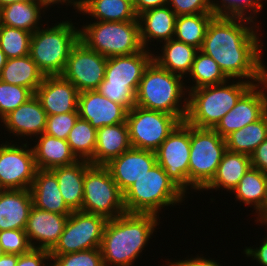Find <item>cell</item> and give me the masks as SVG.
Listing matches in <instances>:
<instances>
[{"label":"cell","instance_id":"1","mask_svg":"<svg viewBox=\"0 0 267 266\" xmlns=\"http://www.w3.org/2000/svg\"><path fill=\"white\" fill-rule=\"evenodd\" d=\"M247 21L214 16L200 51L213 58L229 80L246 78L254 85L263 82L267 68L261 60L263 43H259L256 29L259 26Z\"/></svg>","mask_w":267,"mask_h":266},{"label":"cell","instance_id":"2","mask_svg":"<svg viewBox=\"0 0 267 266\" xmlns=\"http://www.w3.org/2000/svg\"><path fill=\"white\" fill-rule=\"evenodd\" d=\"M159 216L123 213L108 220L100 246L104 266H132L158 226Z\"/></svg>","mask_w":267,"mask_h":266},{"label":"cell","instance_id":"3","mask_svg":"<svg viewBox=\"0 0 267 266\" xmlns=\"http://www.w3.org/2000/svg\"><path fill=\"white\" fill-rule=\"evenodd\" d=\"M183 78L161 68L152 60L145 68L138 85L136 105L145 109L171 114L181 122L185 121L188 97H184L187 86L183 83ZM182 99L184 100L182 101Z\"/></svg>","mask_w":267,"mask_h":266},{"label":"cell","instance_id":"4","mask_svg":"<svg viewBox=\"0 0 267 266\" xmlns=\"http://www.w3.org/2000/svg\"><path fill=\"white\" fill-rule=\"evenodd\" d=\"M232 82L228 84L226 81L187 92L188 109L185 121L197 128L213 129L253 85L252 82L243 79L236 83L233 79Z\"/></svg>","mask_w":267,"mask_h":266},{"label":"cell","instance_id":"5","mask_svg":"<svg viewBox=\"0 0 267 266\" xmlns=\"http://www.w3.org/2000/svg\"><path fill=\"white\" fill-rule=\"evenodd\" d=\"M150 50L107 58L104 80L98 92L128 111L136 106V91L143 72L153 60Z\"/></svg>","mask_w":267,"mask_h":266},{"label":"cell","instance_id":"6","mask_svg":"<svg viewBox=\"0 0 267 266\" xmlns=\"http://www.w3.org/2000/svg\"><path fill=\"white\" fill-rule=\"evenodd\" d=\"M184 198L185 193L157 163L123 193L127 213H150L158 216L164 206L177 205Z\"/></svg>","mask_w":267,"mask_h":266},{"label":"cell","instance_id":"7","mask_svg":"<svg viewBox=\"0 0 267 266\" xmlns=\"http://www.w3.org/2000/svg\"><path fill=\"white\" fill-rule=\"evenodd\" d=\"M57 24L38 28L31 36L29 55L45 76L63 73L70 52L79 41V29L71 21Z\"/></svg>","mask_w":267,"mask_h":266},{"label":"cell","instance_id":"8","mask_svg":"<svg viewBox=\"0 0 267 266\" xmlns=\"http://www.w3.org/2000/svg\"><path fill=\"white\" fill-rule=\"evenodd\" d=\"M79 40L104 57L130 55L144 49L139 21H96L79 29Z\"/></svg>","mask_w":267,"mask_h":266},{"label":"cell","instance_id":"9","mask_svg":"<svg viewBox=\"0 0 267 266\" xmlns=\"http://www.w3.org/2000/svg\"><path fill=\"white\" fill-rule=\"evenodd\" d=\"M225 138L214 129L190 125L189 186L203 190L215 176L224 152Z\"/></svg>","mask_w":267,"mask_h":266},{"label":"cell","instance_id":"10","mask_svg":"<svg viewBox=\"0 0 267 266\" xmlns=\"http://www.w3.org/2000/svg\"><path fill=\"white\" fill-rule=\"evenodd\" d=\"M82 212L96 214L107 220L125 213L123 193L104 165H91L85 172Z\"/></svg>","mask_w":267,"mask_h":266},{"label":"cell","instance_id":"11","mask_svg":"<svg viewBox=\"0 0 267 266\" xmlns=\"http://www.w3.org/2000/svg\"><path fill=\"white\" fill-rule=\"evenodd\" d=\"M131 147L156 151L181 122L176 116L135 106L126 119Z\"/></svg>","mask_w":267,"mask_h":266},{"label":"cell","instance_id":"12","mask_svg":"<svg viewBox=\"0 0 267 266\" xmlns=\"http://www.w3.org/2000/svg\"><path fill=\"white\" fill-rule=\"evenodd\" d=\"M107 219L103 216L73 211L50 255H64L100 248Z\"/></svg>","mask_w":267,"mask_h":266},{"label":"cell","instance_id":"13","mask_svg":"<svg viewBox=\"0 0 267 266\" xmlns=\"http://www.w3.org/2000/svg\"><path fill=\"white\" fill-rule=\"evenodd\" d=\"M156 161L186 194L189 187L190 125L180 122L155 151Z\"/></svg>","mask_w":267,"mask_h":266},{"label":"cell","instance_id":"14","mask_svg":"<svg viewBox=\"0 0 267 266\" xmlns=\"http://www.w3.org/2000/svg\"><path fill=\"white\" fill-rule=\"evenodd\" d=\"M107 57L78 41L72 48L61 76L84 92L97 90L104 80Z\"/></svg>","mask_w":267,"mask_h":266},{"label":"cell","instance_id":"15","mask_svg":"<svg viewBox=\"0 0 267 266\" xmlns=\"http://www.w3.org/2000/svg\"><path fill=\"white\" fill-rule=\"evenodd\" d=\"M37 167L32 147L0 144V190L30 189Z\"/></svg>","mask_w":267,"mask_h":266},{"label":"cell","instance_id":"16","mask_svg":"<svg viewBox=\"0 0 267 266\" xmlns=\"http://www.w3.org/2000/svg\"><path fill=\"white\" fill-rule=\"evenodd\" d=\"M265 89L267 88L264 81L252 85L213 129L225 138L231 132L260 119L267 112V91Z\"/></svg>","mask_w":267,"mask_h":266},{"label":"cell","instance_id":"17","mask_svg":"<svg viewBox=\"0 0 267 266\" xmlns=\"http://www.w3.org/2000/svg\"><path fill=\"white\" fill-rule=\"evenodd\" d=\"M79 118L88 121L93 128L124 123L128 110L101 95L98 90L80 92L77 106Z\"/></svg>","mask_w":267,"mask_h":266},{"label":"cell","instance_id":"18","mask_svg":"<svg viewBox=\"0 0 267 266\" xmlns=\"http://www.w3.org/2000/svg\"><path fill=\"white\" fill-rule=\"evenodd\" d=\"M78 95L77 88L61 75L44 76L35 92L47 116L78 112Z\"/></svg>","mask_w":267,"mask_h":266},{"label":"cell","instance_id":"19","mask_svg":"<svg viewBox=\"0 0 267 266\" xmlns=\"http://www.w3.org/2000/svg\"><path fill=\"white\" fill-rule=\"evenodd\" d=\"M156 163V153L154 151L131 147L105 166L109 169L121 192L124 193Z\"/></svg>","mask_w":267,"mask_h":266},{"label":"cell","instance_id":"20","mask_svg":"<svg viewBox=\"0 0 267 266\" xmlns=\"http://www.w3.org/2000/svg\"><path fill=\"white\" fill-rule=\"evenodd\" d=\"M69 215L48 212L32 206L25 228L32 248L50 251L63 233ZM32 240H36L35 244ZM36 243L39 245L36 246Z\"/></svg>","mask_w":267,"mask_h":266},{"label":"cell","instance_id":"21","mask_svg":"<svg viewBox=\"0 0 267 266\" xmlns=\"http://www.w3.org/2000/svg\"><path fill=\"white\" fill-rule=\"evenodd\" d=\"M47 115L34 95L27 102L9 112L1 121L7 131L16 136H38L44 133ZM26 135V136H25Z\"/></svg>","mask_w":267,"mask_h":266},{"label":"cell","instance_id":"22","mask_svg":"<svg viewBox=\"0 0 267 266\" xmlns=\"http://www.w3.org/2000/svg\"><path fill=\"white\" fill-rule=\"evenodd\" d=\"M32 206L30 189L0 190V231L25 230Z\"/></svg>","mask_w":267,"mask_h":266},{"label":"cell","instance_id":"23","mask_svg":"<svg viewBox=\"0 0 267 266\" xmlns=\"http://www.w3.org/2000/svg\"><path fill=\"white\" fill-rule=\"evenodd\" d=\"M131 148L127 122L97 129L96 147L92 165H106Z\"/></svg>","mask_w":267,"mask_h":266},{"label":"cell","instance_id":"24","mask_svg":"<svg viewBox=\"0 0 267 266\" xmlns=\"http://www.w3.org/2000/svg\"><path fill=\"white\" fill-rule=\"evenodd\" d=\"M137 18L144 49L148 50V42L151 40L159 39L161 42H166L174 39L177 15L170 6L148 9Z\"/></svg>","mask_w":267,"mask_h":266},{"label":"cell","instance_id":"25","mask_svg":"<svg viewBox=\"0 0 267 266\" xmlns=\"http://www.w3.org/2000/svg\"><path fill=\"white\" fill-rule=\"evenodd\" d=\"M30 192L33 206L39 209L58 214L73 212L66 205L60 193L57 177L51 170L37 169Z\"/></svg>","mask_w":267,"mask_h":266},{"label":"cell","instance_id":"26","mask_svg":"<svg viewBox=\"0 0 267 266\" xmlns=\"http://www.w3.org/2000/svg\"><path fill=\"white\" fill-rule=\"evenodd\" d=\"M91 165L89 161L78 160L74 164L51 169L57 177L64 201L72 211H81L85 172Z\"/></svg>","mask_w":267,"mask_h":266},{"label":"cell","instance_id":"27","mask_svg":"<svg viewBox=\"0 0 267 266\" xmlns=\"http://www.w3.org/2000/svg\"><path fill=\"white\" fill-rule=\"evenodd\" d=\"M37 137H39L38 142L32 147L37 169L51 170L78 161L67 140L58 139L45 133Z\"/></svg>","mask_w":267,"mask_h":266},{"label":"cell","instance_id":"28","mask_svg":"<svg viewBox=\"0 0 267 266\" xmlns=\"http://www.w3.org/2000/svg\"><path fill=\"white\" fill-rule=\"evenodd\" d=\"M250 167V156L226 150L218 165L215 176L203 190H219V188L223 187L227 191L232 192Z\"/></svg>","mask_w":267,"mask_h":266},{"label":"cell","instance_id":"29","mask_svg":"<svg viewBox=\"0 0 267 266\" xmlns=\"http://www.w3.org/2000/svg\"><path fill=\"white\" fill-rule=\"evenodd\" d=\"M44 76L31 56L26 55L7 59L0 74V80L8 84L26 87L35 93Z\"/></svg>","mask_w":267,"mask_h":266},{"label":"cell","instance_id":"30","mask_svg":"<svg viewBox=\"0 0 267 266\" xmlns=\"http://www.w3.org/2000/svg\"><path fill=\"white\" fill-rule=\"evenodd\" d=\"M161 56L153 55V60L167 71L183 77L189 74L197 48L175 39L163 42Z\"/></svg>","mask_w":267,"mask_h":266},{"label":"cell","instance_id":"31","mask_svg":"<svg viewBox=\"0 0 267 266\" xmlns=\"http://www.w3.org/2000/svg\"><path fill=\"white\" fill-rule=\"evenodd\" d=\"M81 12L92 16L97 21H138L130 0H83Z\"/></svg>","mask_w":267,"mask_h":266},{"label":"cell","instance_id":"32","mask_svg":"<svg viewBox=\"0 0 267 266\" xmlns=\"http://www.w3.org/2000/svg\"><path fill=\"white\" fill-rule=\"evenodd\" d=\"M41 9L44 7L37 1L15 2L0 8V25L15 27L34 33L40 28Z\"/></svg>","mask_w":267,"mask_h":266},{"label":"cell","instance_id":"33","mask_svg":"<svg viewBox=\"0 0 267 266\" xmlns=\"http://www.w3.org/2000/svg\"><path fill=\"white\" fill-rule=\"evenodd\" d=\"M267 138V112L256 122L231 132L225 137L226 148L251 156L255 149Z\"/></svg>","mask_w":267,"mask_h":266},{"label":"cell","instance_id":"34","mask_svg":"<svg viewBox=\"0 0 267 266\" xmlns=\"http://www.w3.org/2000/svg\"><path fill=\"white\" fill-rule=\"evenodd\" d=\"M236 200L245 205H254L256 213L264 206L267 199V174L250 167L232 191Z\"/></svg>","mask_w":267,"mask_h":266},{"label":"cell","instance_id":"35","mask_svg":"<svg viewBox=\"0 0 267 266\" xmlns=\"http://www.w3.org/2000/svg\"><path fill=\"white\" fill-rule=\"evenodd\" d=\"M213 13L177 16L174 39L200 50Z\"/></svg>","mask_w":267,"mask_h":266},{"label":"cell","instance_id":"36","mask_svg":"<svg viewBox=\"0 0 267 266\" xmlns=\"http://www.w3.org/2000/svg\"><path fill=\"white\" fill-rule=\"evenodd\" d=\"M188 75L195 83L193 86L186 88L188 92L200 87L217 85L229 81L217 62L200 50L195 55Z\"/></svg>","mask_w":267,"mask_h":266},{"label":"cell","instance_id":"37","mask_svg":"<svg viewBox=\"0 0 267 266\" xmlns=\"http://www.w3.org/2000/svg\"><path fill=\"white\" fill-rule=\"evenodd\" d=\"M97 130L81 118H78L75 125L69 132L67 142L72 153L78 160L90 161L93 158L96 147Z\"/></svg>","mask_w":267,"mask_h":266},{"label":"cell","instance_id":"38","mask_svg":"<svg viewBox=\"0 0 267 266\" xmlns=\"http://www.w3.org/2000/svg\"><path fill=\"white\" fill-rule=\"evenodd\" d=\"M32 33L0 25V48L5 53L6 58H18L29 55L30 41Z\"/></svg>","mask_w":267,"mask_h":266},{"label":"cell","instance_id":"39","mask_svg":"<svg viewBox=\"0 0 267 266\" xmlns=\"http://www.w3.org/2000/svg\"><path fill=\"white\" fill-rule=\"evenodd\" d=\"M261 1L262 0H221L220 3L222 4L220 5L217 3L219 1L214 2L212 0V13L216 17L238 18L255 23L254 14L257 16V12L263 7ZM246 11H251V13L248 14L249 12Z\"/></svg>","mask_w":267,"mask_h":266},{"label":"cell","instance_id":"40","mask_svg":"<svg viewBox=\"0 0 267 266\" xmlns=\"http://www.w3.org/2000/svg\"><path fill=\"white\" fill-rule=\"evenodd\" d=\"M35 93L23 86L8 84L0 80V118L27 102Z\"/></svg>","mask_w":267,"mask_h":266},{"label":"cell","instance_id":"41","mask_svg":"<svg viewBox=\"0 0 267 266\" xmlns=\"http://www.w3.org/2000/svg\"><path fill=\"white\" fill-rule=\"evenodd\" d=\"M51 266H104L100 248L68 253L64 255H51Z\"/></svg>","mask_w":267,"mask_h":266},{"label":"cell","instance_id":"42","mask_svg":"<svg viewBox=\"0 0 267 266\" xmlns=\"http://www.w3.org/2000/svg\"><path fill=\"white\" fill-rule=\"evenodd\" d=\"M79 118L78 112L47 116L44 133L58 139L67 140L69 132Z\"/></svg>","mask_w":267,"mask_h":266},{"label":"cell","instance_id":"43","mask_svg":"<svg viewBox=\"0 0 267 266\" xmlns=\"http://www.w3.org/2000/svg\"><path fill=\"white\" fill-rule=\"evenodd\" d=\"M0 245L4 253L25 254L32 249L25 230L10 229L0 231Z\"/></svg>","mask_w":267,"mask_h":266},{"label":"cell","instance_id":"44","mask_svg":"<svg viewBox=\"0 0 267 266\" xmlns=\"http://www.w3.org/2000/svg\"><path fill=\"white\" fill-rule=\"evenodd\" d=\"M211 2V0H168V6L177 16L193 15L212 13Z\"/></svg>","mask_w":267,"mask_h":266},{"label":"cell","instance_id":"45","mask_svg":"<svg viewBox=\"0 0 267 266\" xmlns=\"http://www.w3.org/2000/svg\"><path fill=\"white\" fill-rule=\"evenodd\" d=\"M47 261H51L48 250L32 248L29 252L19 255L16 266H50Z\"/></svg>","mask_w":267,"mask_h":266},{"label":"cell","instance_id":"46","mask_svg":"<svg viewBox=\"0 0 267 266\" xmlns=\"http://www.w3.org/2000/svg\"><path fill=\"white\" fill-rule=\"evenodd\" d=\"M251 158V167L267 174V138L255 149Z\"/></svg>","mask_w":267,"mask_h":266},{"label":"cell","instance_id":"47","mask_svg":"<svg viewBox=\"0 0 267 266\" xmlns=\"http://www.w3.org/2000/svg\"><path fill=\"white\" fill-rule=\"evenodd\" d=\"M264 239V242L258 248L246 247L244 252L247 257L250 256L253 260H257L260 265L267 266V237Z\"/></svg>","mask_w":267,"mask_h":266},{"label":"cell","instance_id":"48","mask_svg":"<svg viewBox=\"0 0 267 266\" xmlns=\"http://www.w3.org/2000/svg\"><path fill=\"white\" fill-rule=\"evenodd\" d=\"M168 266H221L219 263L214 260L206 259L203 256L199 257V255L195 258H190L187 260H177L176 262H169Z\"/></svg>","mask_w":267,"mask_h":266},{"label":"cell","instance_id":"49","mask_svg":"<svg viewBox=\"0 0 267 266\" xmlns=\"http://www.w3.org/2000/svg\"><path fill=\"white\" fill-rule=\"evenodd\" d=\"M167 5L168 0H135L133 3L134 11L137 16L148 9L164 7Z\"/></svg>","mask_w":267,"mask_h":266},{"label":"cell","instance_id":"50","mask_svg":"<svg viewBox=\"0 0 267 266\" xmlns=\"http://www.w3.org/2000/svg\"><path fill=\"white\" fill-rule=\"evenodd\" d=\"M41 5L46 9L48 8L49 5H54V4H63V3H70L73 5V7L75 9H77V11L80 12L82 4H83V0H38ZM63 2V3H62Z\"/></svg>","mask_w":267,"mask_h":266},{"label":"cell","instance_id":"51","mask_svg":"<svg viewBox=\"0 0 267 266\" xmlns=\"http://www.w3.org/2000/svg\"><path fill=\"white\" fill-rule=\"evenodd\" d=\"M18 254L4 253L0 257V266H16L18 262Z\"/></svg>","mask_w":267,"mask_h":266},{"label":"cell","instance_id":"52","mask_svg":"<svg viewBox=\"0 0 267 266\" xmlns=\"http://www.w3.org/2000/svg\"><path fill=\"white\" fill-rule=\"evenodd\" d=\"M259 215H257V220L255 221H259L262 224H265L267 226V199L266 202L264 204V206L260 209V211L258 212Z\"/></svg>","mask_w":267,"mask_h":266},{"label":"cell","instance_id":"53","mask_svg":"<svg viewBox=\"0 0 267 266\" xmlns=\"http://www.w3.org/2000/svg\"><path fill=\"white\" fill-rule=\"evenodd\" d=\"M32 1H37V0H0V8L15 2H32Z\"/></svg>","mask_w":267,"mask_h":266},{"label":"cell","instance_id":"54","mask_svg":"<svg viewBox=\"0 0 267 266\" xmlns=\"http://www.w3.org/2000/svg\"><path fill=\"white\" fill-rule=\"evenodd\" d=\"M6 61H7L6 55L0 48V74H1L2 69L4 68V66L6 64Z\"/></svg>","mask_w":267,"mask_h":266},{"label":"cell","instance_id":"55","mask_svg":"<svg viewBox=\"0 0 267 266\" xmlns=\"http://www.w3.org/2000/svg\"><path fill=\"white\" fill-rule=\"evenodd\" d=\"M263 81L265 82V84H266V88H267V72H266V74H265V76H264Z\"/></svg>","mask_w":267,"mask_h":266},{"label":"cell","instance_id":"56","mask_svg":"<svg viewBox=\"0 0 267 266\" xmlns=\"http://www.w3.org/2000/svg\"><path fill=\"white\" fill-rule=\"evenodd\" d=\"M3 254H4V251H3V249H2V247H1V245H0V257H1Z\"/></svg>","mask_w":267,"mask_h":266}]
</instances>
